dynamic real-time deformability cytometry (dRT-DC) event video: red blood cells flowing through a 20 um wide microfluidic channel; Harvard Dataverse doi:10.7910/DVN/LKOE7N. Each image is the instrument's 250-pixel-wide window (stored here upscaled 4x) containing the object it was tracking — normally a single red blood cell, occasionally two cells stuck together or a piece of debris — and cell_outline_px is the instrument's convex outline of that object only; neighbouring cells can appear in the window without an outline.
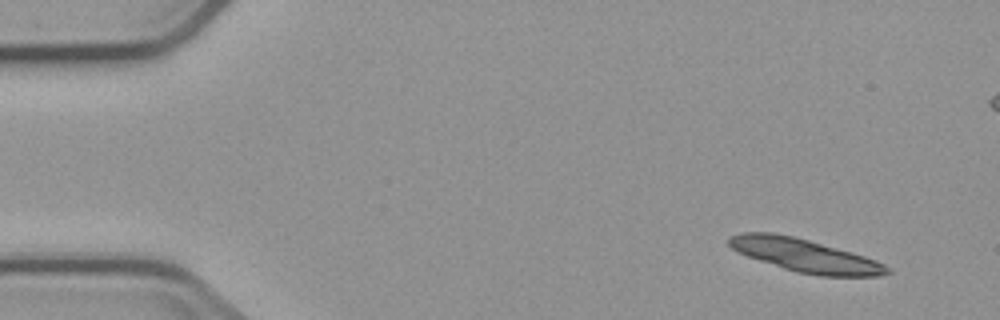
{"species": "common noctule bat (a hibernating species)", "species_latin": "Nyctalus noctula", "temperature_condition": "cold", "stored_images_in_passage": 5, "camera_frame_rate_fps": 3000, "um_per_image_px": 0.085, "animal": {"sex": "male", "body_mass_g": 23.1, "forearm_length_mm": 52.7}, "frame": {"image": 1, "passage_image": 1, "time_ms": 0.0, "image_size_px": [1000, 320], "cell_outline_px": [[892, 272], [880, 276], [820, 276], [796, 272], [748, 256], [732, 248], [728, 244], [728, 236], [740, 232], [772, 232], [792, 236], [808, 240], [852, 252], [876, 260], [884, 264]], "centroid_in_image_um": [68.42, 21.71], "position_along_channel_um": 16.6, "area_um2": 30.23}}